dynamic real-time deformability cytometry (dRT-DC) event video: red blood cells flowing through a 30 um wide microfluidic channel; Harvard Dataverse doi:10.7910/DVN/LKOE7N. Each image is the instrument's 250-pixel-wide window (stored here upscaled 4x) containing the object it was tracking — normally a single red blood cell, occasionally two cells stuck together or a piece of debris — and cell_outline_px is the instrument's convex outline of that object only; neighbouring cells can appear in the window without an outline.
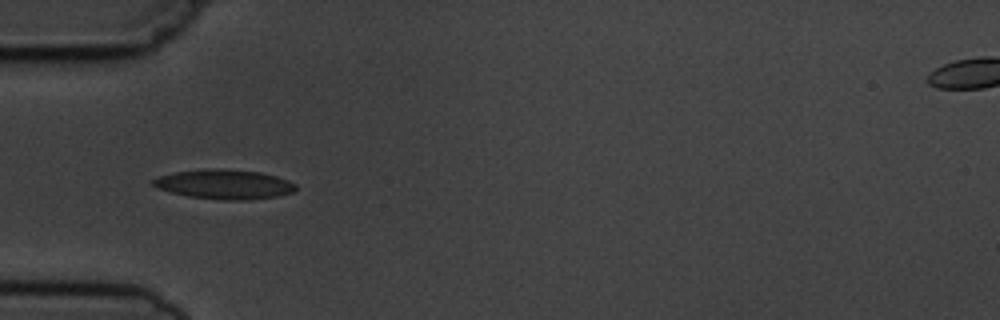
{"species": "common noctule bat (a hibernating species)", "species_latin": "Nyctalus noctula", "temperature_condition": "cold", "stored_images_in_passage": 9, "camera_frame_rate_fps": 3000, "um_per_image_px": 0.085, "animal": {"sex": "male", "body_mass_g": 19.5, "forearm_length_mm": 54.6}, "frame": {"image": 1, "passage_image": 5, "time_ms": 5.333, "image_size_px": [1000, 320], "cell_outline_px": [[296, 188], [292, 192], [280, 196], [248, 200], [224, 200], [188, 196], [156, 188], [152, 184], [152, 180], [160, 176], [176, 172], [204, 168], [216, 168], [260, 172], [276, 176], [288, 180], [296, 184]], "centroid_in_image_um": [19.08, 15.66], "position_along_channel_um": 65.9, "area_um2": 24.57}}
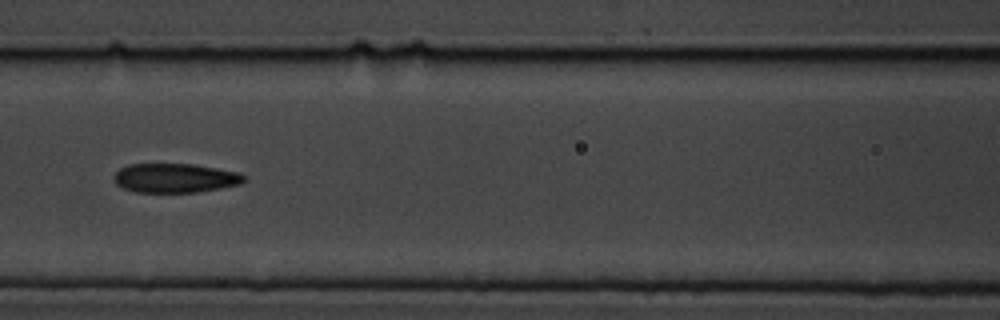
{"frame": {"image": 2, "passage_image": 7, "time_ms": 7.667, "image_size_px": [1000, 320], "cell_outline_px": [[244, 180], [240, 184], [200, 192], [136, 192], [124, 188], [116, 184], [112, 176], [120, 168], [128, 164], [192, 164], [240, 172], [244, 176]], "centroid_in_image_um": [14.86, 15.13], "position_along_channel_um": 151.7, "area_um2": 22.14}}
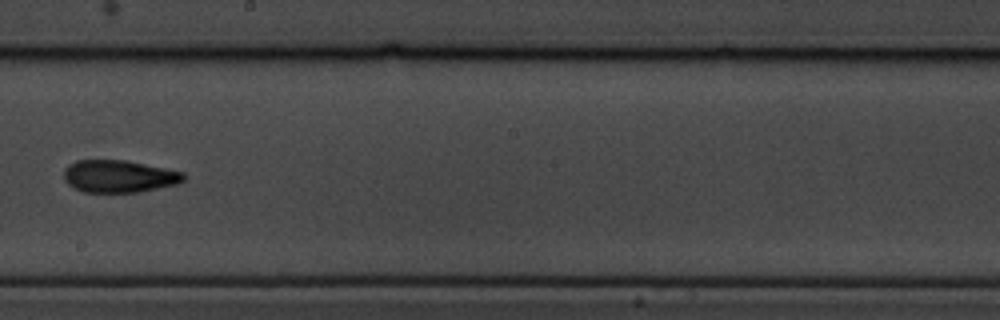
{"frame": {"image": 3, "passage_image": 9, "time_ms": 10.0, "image_size_px": [1000, 320], "cell_outline_px": [[184, 180], [176, 184], [140, 192], [84, 192], [68, 184], [64, 180], [64, 168], [68, 164], [76, 160], [124, 160], [184, 172]], "centroid_in_image_um": [10.08, 14.98], "position_along_channel_um": 238.1, "area_um2": 22.48}}